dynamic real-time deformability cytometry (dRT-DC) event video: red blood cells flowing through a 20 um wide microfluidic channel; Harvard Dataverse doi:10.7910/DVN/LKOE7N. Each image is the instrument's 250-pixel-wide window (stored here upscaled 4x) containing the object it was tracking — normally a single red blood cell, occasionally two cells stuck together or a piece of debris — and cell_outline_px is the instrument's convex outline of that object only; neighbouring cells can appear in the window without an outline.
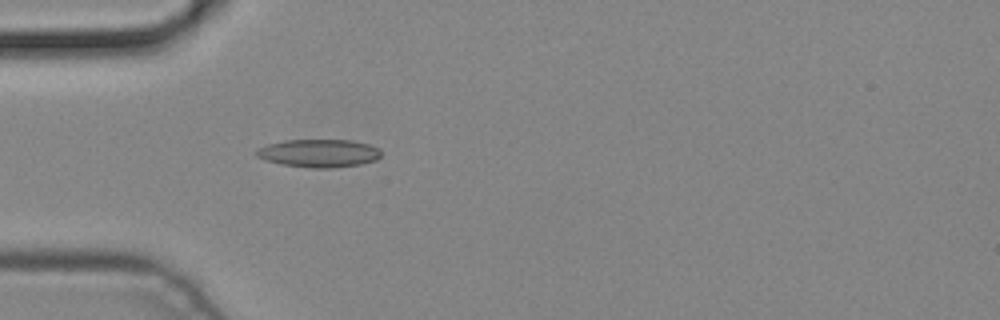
{"species": "common noctule bat (a hibernating species)", "species_latin": "Nyctalus noctula", "temperature_condition": "cold", "stored_images_in_passage": 5, "camera_frame_rate_fps": 3000, "um_per_image_px": 0.085, "animal": {"sex": "male", "body_mass_g": 19.2, "forearm_length_mm": 51.8}, "frame": {"image": 1, "passage_image": 5, "time_ms": 1.333, "image_size_px": [1000, 320], "cell_outline_px": [[380, 156], [376, 160], [360, 164], [332, 168], [312, 168], [280, 164], [264, 160], [256, 156], [256, 148], [268, 144], [284, 140], [352, 140], [368, 144], [380, 148]], "centroid_in_image_um": [27.08, 13.02], "position_along_channel_um": 57.9, "area_um2": 20.46}}